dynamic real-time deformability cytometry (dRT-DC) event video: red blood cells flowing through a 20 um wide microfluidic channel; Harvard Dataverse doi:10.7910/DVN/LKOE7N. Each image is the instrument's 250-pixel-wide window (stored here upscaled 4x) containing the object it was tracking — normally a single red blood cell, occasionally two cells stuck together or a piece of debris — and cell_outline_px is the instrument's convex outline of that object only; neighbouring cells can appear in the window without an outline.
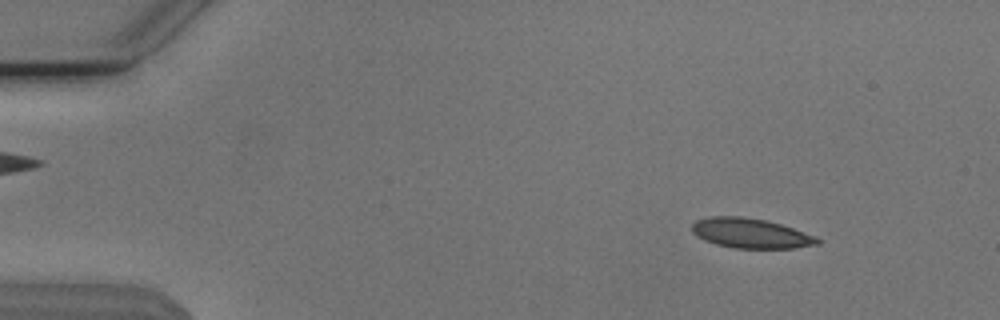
{"species": "Egyptian fruit bat (a non-hibernating species)", "species_latin": "Rousettus aegyptiacus", "temperature_condition": "cold", "stored_images_in_passage": 54, "camera_frame_rate_fps": 3000, "um_per_image_px": 0.085, "animal": {"sex": "male"}, "frame": {"image": 1, "passage_image": 7, "time_ms": 2.0, "image_size_px": [1000, 320], "cell_outline_px": [[820, 244], [792, 248], [732, 248], [716, 244], [704, 240], [696, 236], [692, 232], [692, 224], [696, 220], [712, 216], [740, 216], [764, 220], [780, 224], [816, 236], [820, 240]], "centroid_in_image_um": [63.78, 19.83], "position_along_channel_um": 21.2, "area_um2": 21.73}}
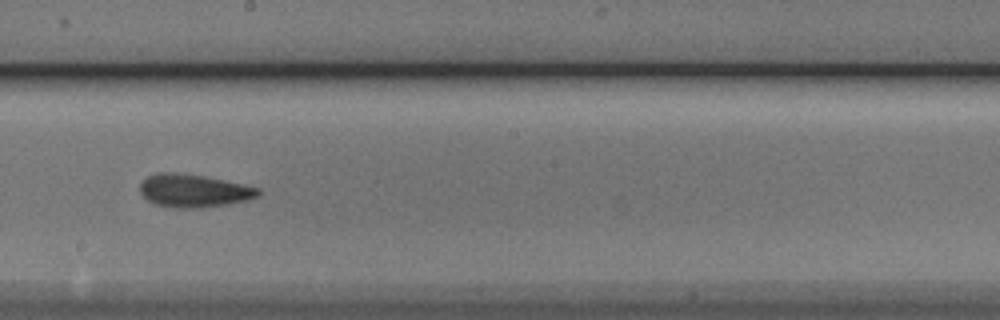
{"frame": {"image": 2, "passage_image": 31, "time_ms": 10.0, "image_size_px": [1000, 320], "cell_outline_px": [[260, 196], [248, 200], [200, 208], [172, 208], [156, 204], [148, 200], [140, 192], [140, 184], [148, 176], [156, 172], [172, 172], [200, 176], [260, 188]], "centroid_in_image_um": [16.44, 16.22], "position_along_channel_um": 231.8, "area_um2": 22.37}}
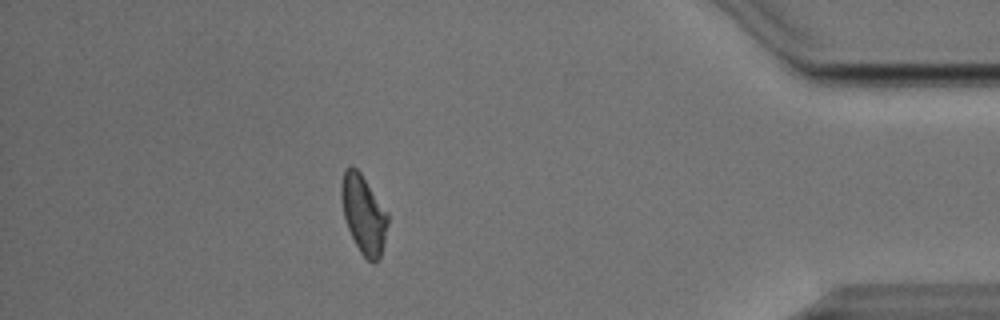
{"frame": {"image": 3, "passage_image": 48, "time_ms": 15.667, "image_size_px": [1000, 320], "cell_outline_px": [[388, 224], [380, 260], [372, 264], [360, 252], [348, 228], [344, 216], [340, 196], [340, 184], [344, 172], [352, 164], [360, 172], [388, 212]], "centroid_in_image_um": [30.91, 18.22], "position_along_channel_um": 404.3, "area_um2": 21.27}, "authors_computed_cell_mechanics": {"area_um2": 21.5594, "velocity_mm_per_s": 3.7994, "shape_relaxation_time_tau1_ms": 4.343, "shape_relaxation_time_tau2_ms": 3.483, "deformation_change_tau1": 0.1512, "deformation_change_tau2": 0.1028}}